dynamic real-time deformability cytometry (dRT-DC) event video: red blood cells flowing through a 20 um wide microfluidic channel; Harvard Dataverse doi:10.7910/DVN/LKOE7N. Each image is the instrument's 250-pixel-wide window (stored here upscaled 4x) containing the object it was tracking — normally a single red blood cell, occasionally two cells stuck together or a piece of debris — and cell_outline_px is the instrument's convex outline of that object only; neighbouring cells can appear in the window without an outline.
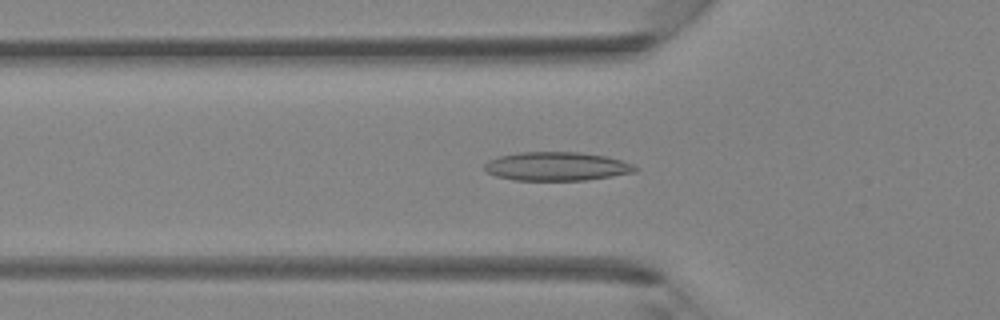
{"species": "Egyptian fruit bat (a non-hibernating species)", "species_latin": "Rousettus aegyptiacus", "temperature_condition": "room temperature", "stored_images_in_passage": 41, "camera_frame_rate_fps": 3000, "um_per_image_px": 0.085, "animal": {"sex": "female"}, "frame": {"image": 1, "passage_image": 14, "time_ms": 4.333, "image_size_px": [1000, 320], "cell_outline_px": [[636, 172], [612, 176], [584, 180], [512, 180], [496, 176], [484, 172], [484, 164], [488, 160], [500, 156], [520, 152], [580, 152], [608, 156], [632, 164], [636, 168]], "centroid_in_image_um": [47.28, 14.14], "position_along_channel_um": 78.5, "area_um2": 25.26}}
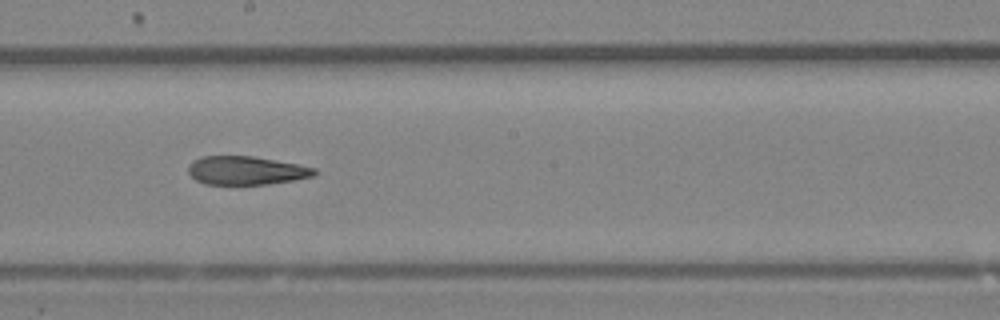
{"frame": {"image": 2, "passage_image": 23, "time_ms": 7.333, "image_size_px": [1000, 320], "cell_outline_px": [[316, 176], [268, 184], [204, 184], [196, 180], [188, 172], [188, 164], [192, 160], [200, 156], [252, 156], [296, 164], [316, 168]], "centroid_in_image_um": [20.89, 14.49], "position_along_channel_um": 227.3, "area_um2": 20.92}}
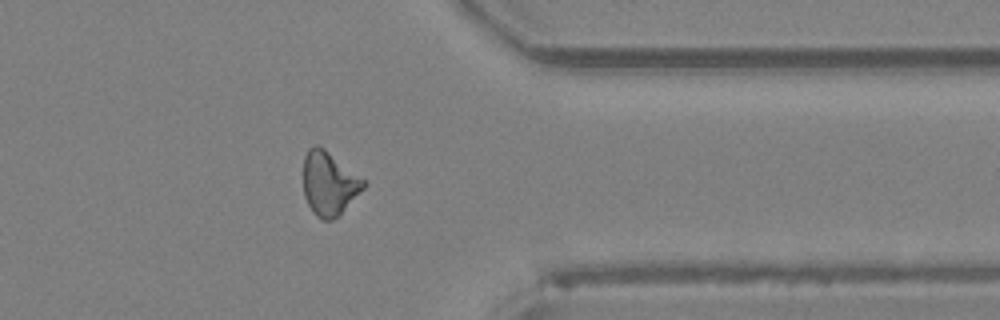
{"frame": {"image": 3, "passage_image": 33, "time_ms": 10.667, "image_size_px": [1000, 320], "cell_outline_px": [[368, 184], [340, 216], [332, 220], [320, 220], [312, 212], [304, 196], [304, 156], [308, 148], [316, 144], [324, 148], [368, 180]], "centroid_in_image_um": [28.02, 15.6], "position_along_channel_um": 383.4, "area_um2": 23.0}}